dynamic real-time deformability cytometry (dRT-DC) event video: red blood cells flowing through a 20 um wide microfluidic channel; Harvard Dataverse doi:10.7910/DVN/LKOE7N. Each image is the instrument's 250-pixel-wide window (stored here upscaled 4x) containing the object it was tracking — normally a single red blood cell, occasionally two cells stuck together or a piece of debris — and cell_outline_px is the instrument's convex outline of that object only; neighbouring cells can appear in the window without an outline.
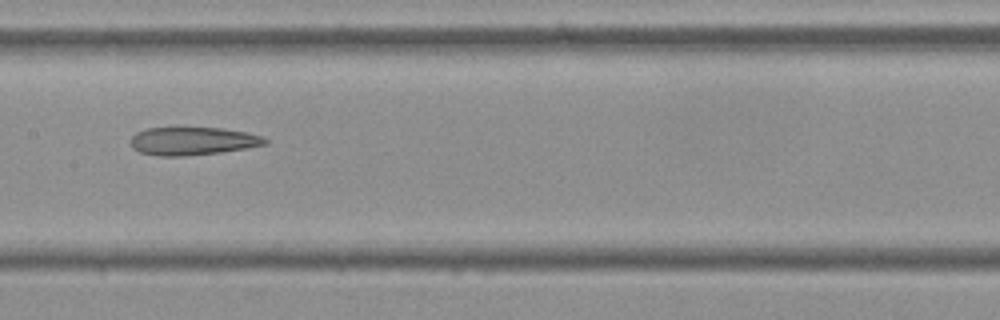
{"species": "Egyptian fruit bat (a non-hibernating species)", "species_latin": "Rousettus aegyptiacus", "temperature_condition": "cold", "stored_images_in_passage": 10, "camera_frame_rate_fps": 3000, "um_per_image_px": 0.085, "frame": {"image": 1, "passage_image": 9, "time_ms": 2.667, "image_size_px": [1000, 320], "cell_outline_px": [[268, 144], [248, 148], [220, 152], [184, 156], [160, 156], [140, 152], [132, 148], [132, 136], [136, 132], [148, 128], [224, 128], [248, 132], [264, 136], [268, 140]], "centroid_in_image_um": [16.44, 11.99], "position_along_channel_um": 191.0, "area_um2": 22.02}}
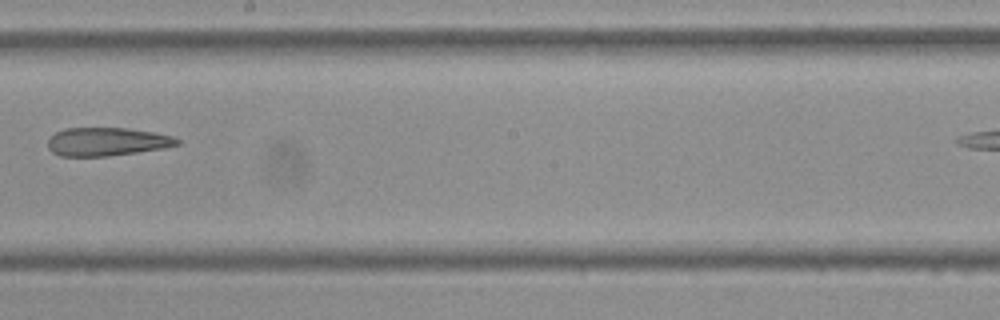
{"frame": {"image": 2, "passage_image": 10, "time_ms": 3.0, "image_size_px": [1000, 320], "cell_outline_px": [[180, 144], [164, 148], [108, 156], [60, 156], [52, 152], [48, 148], [48, 136], [64, 128], [128, 128], [152, 132], [172, 136], [180, 140]], "centroid_in_image_um": [9.05, 12.04], "position_along_channel_um": 239.2, "area_um2": 21.39}}